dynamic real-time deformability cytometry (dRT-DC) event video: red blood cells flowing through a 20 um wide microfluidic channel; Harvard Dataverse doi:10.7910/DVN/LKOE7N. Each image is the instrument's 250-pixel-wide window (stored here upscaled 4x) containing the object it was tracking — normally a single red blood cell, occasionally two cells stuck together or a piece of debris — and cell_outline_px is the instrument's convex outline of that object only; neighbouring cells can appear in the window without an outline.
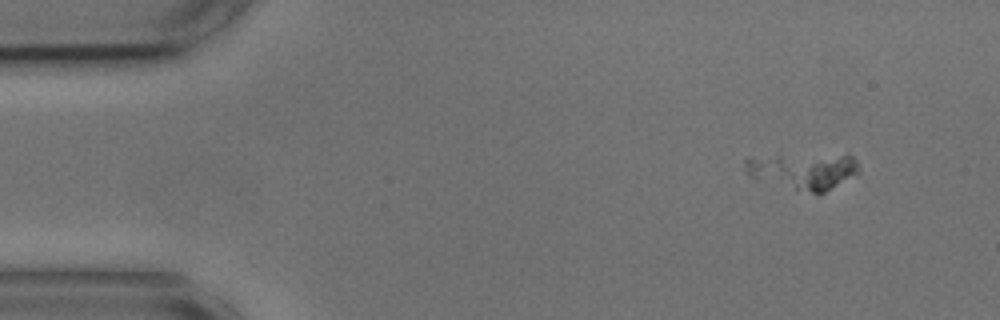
{"species": "common noctule bat (a hibernating species)", "species_latin": "Nyctalus noctula", "temperature_condition": "cold", "stored_images_in_passage": 4, "camera_frame_rate_fps": 3000, "um_per_image_px": 0.085, "animal": {"sex": "male", "body_mass_g": 17.9, "forearm_length_mm": 54.2}, "frame": {"image": 1, "passage_image": 1, "time_ms": 0.0, "image_size_px": [1000, 320], "cell_outline_px": [[860, 172], [856, 176], [824, 192], [812, 192], [796, 188], [772, 164], [776, 160], [844, 156], [852, 156], [856, 160]], "centroid_in_image_um": [69.54, 14.62], "position_along_channel_um": 15.5, "area_um2": 16.01}}